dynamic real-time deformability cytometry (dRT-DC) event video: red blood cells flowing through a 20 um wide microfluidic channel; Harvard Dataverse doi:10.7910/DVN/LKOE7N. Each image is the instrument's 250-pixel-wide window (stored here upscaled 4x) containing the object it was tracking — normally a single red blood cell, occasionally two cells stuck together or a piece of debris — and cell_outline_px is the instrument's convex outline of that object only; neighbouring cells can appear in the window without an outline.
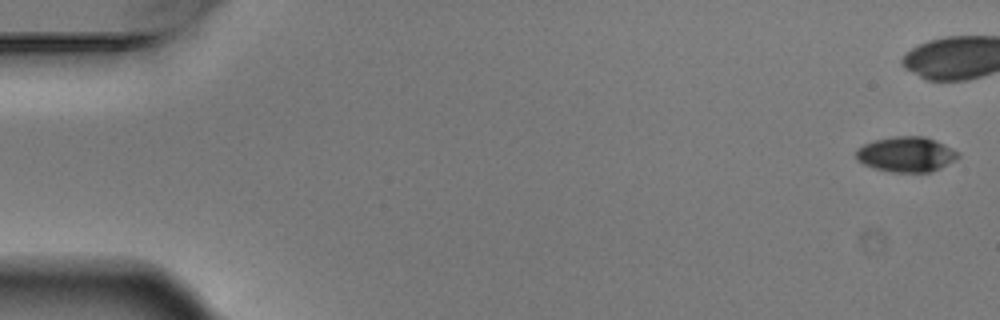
{"species": "Egyptian fruit bat (a non-hibernating species)", "species_latin": "Rousettus aegyptiacus", "temperature_condition": "warm", "stored_images_in_passage": 6, "camera_frame_rate_fps": 3000, "um_per_image_px": 0.085, "animal": {"sex": "male"}, "frame": {"image": 1, "passage_image": 1, "time_ms": 0.0, "image_size_px": [1000, 320], "cell_outline_px": [[960, 156], [940, 168], [932, 172], [892, 172], [876, 168], [864, 164], [856, 160], [856, 148], [872, 140], [892, 136], [924, 136], [936, 140], [960, 152]], "centroid_in_image_um": [77.02, 13.1], "position_along_channel_um": 8.0, "area_um2": 21.04}}